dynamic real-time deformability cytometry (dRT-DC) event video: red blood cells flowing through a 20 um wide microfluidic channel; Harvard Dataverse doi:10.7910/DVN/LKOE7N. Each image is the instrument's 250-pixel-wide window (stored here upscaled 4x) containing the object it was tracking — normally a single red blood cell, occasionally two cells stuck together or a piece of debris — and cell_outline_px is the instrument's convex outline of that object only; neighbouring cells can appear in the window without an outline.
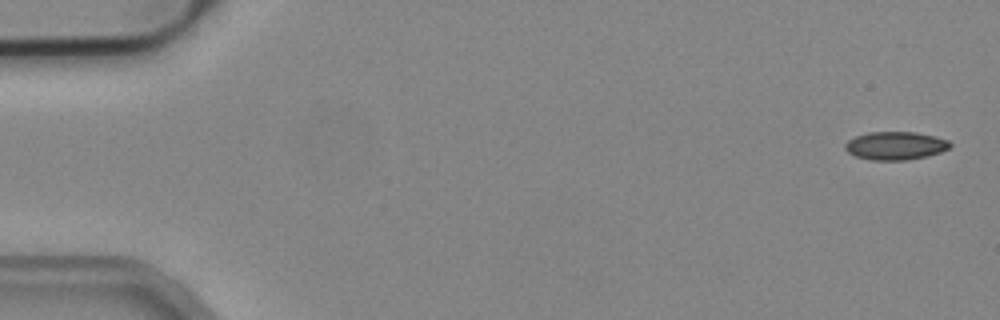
{"species": "common noctule bat (a hibernating species)", "species_latin": "Nyctalus noctula", "temperature_condition": "cold", "stored_images_in_passage": 52, "camera_frame_rate_fps": 3000, "um_per_image_px": 0.085, "animal": {"sex": "male", "body_mass_g": 19.2, "forearm_length_mm": 51.8}, "frame": {"image": 1, "passage_image": 1, "time_ms": 0.0, "image_size_px": [1000, 320], "cell_outline_px": [[952, 144], [948, 148], [940, 152], [928, 156], [908, 160], [872, 160], [856, 156], [848, 152], [844, 148], [844, 144], [848, 140], [856, 136], [868, 132], [916, 132], [936, 136], [948, 140]], "centroid_in_image_um": [76.12, 12.38], "position_along_channel_um": 8.9, "area_um2": 17.28}}
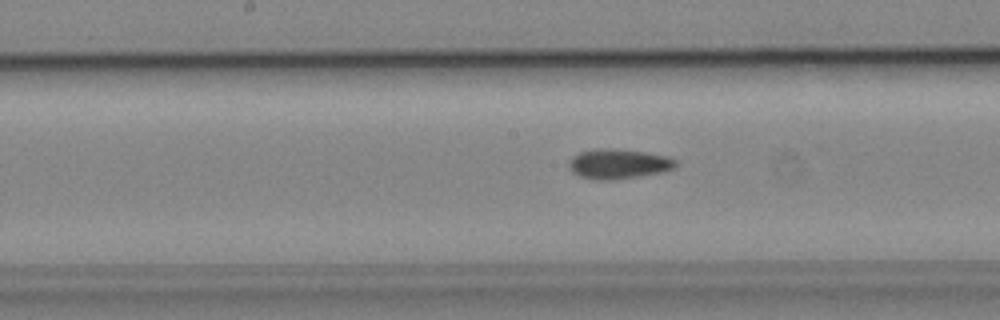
{"frame": {"image": 2, "passage_image": 26, "time_ms": 8.333, "image_size_px": [1000, 320], "cell_outline_px": [[676, 168], [664, 172], [616, 180], [596, 180], [580, 176], [572, 172], [568, 168], [568, 160], [572, 156], [580, 152], [596, 148], [612, 148], [644, 152], [668, 156], [676, 160]], "centroid_in_image_um": [52.56, 13.93], "position_along_channel_um": 195.6, "area_um2": 18.9}}
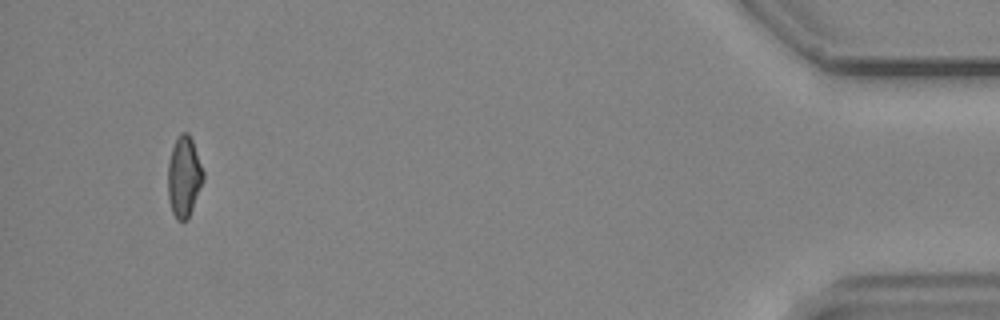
{"frame": {"image": 3, "passage_image": 49, "time_ms": 16.0, "image_size_px": [1000, 320], "cell_outline_px": [[204, 180], [188, 220], [176, 220], [172, 212], [168, 196], [168, 164], [172, 148], [180, 132], [188, 132], [192, 140], [204, 172]], "centroid_in_image_um": [15.65, 15.04], "position_along_channel_um": 419.6, "area_um2": 16.65}, "authors_computed_cell_mechanics": {"area_um2": 17.629, "velocity_mm_per_s": 3.9339, "shape_relaxation_time_tau1_ms": null, "shape_relaxation_time_tau2_ms": 8.652, "deformation_change_tau1": null, "deformation_change_tau2": 0.1596}}